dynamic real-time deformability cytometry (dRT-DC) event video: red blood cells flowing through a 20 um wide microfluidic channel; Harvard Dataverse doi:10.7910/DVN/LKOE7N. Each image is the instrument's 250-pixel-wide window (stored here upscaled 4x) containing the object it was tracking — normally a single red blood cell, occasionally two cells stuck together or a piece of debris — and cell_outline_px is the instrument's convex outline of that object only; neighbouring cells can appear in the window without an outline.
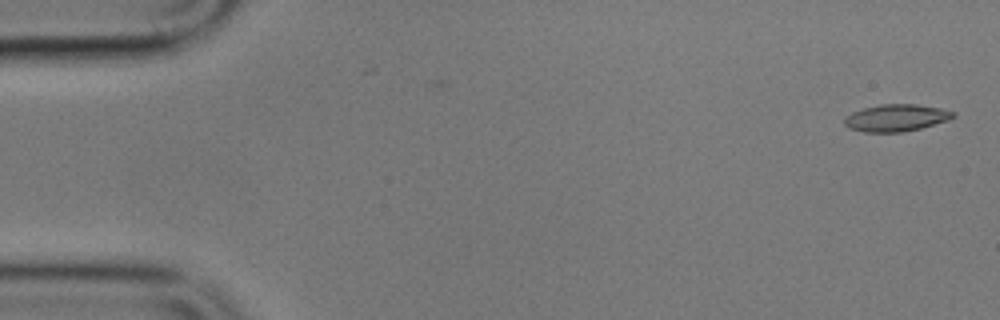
{"species": "common noctule bat (a hibernating species)", "species_latin": "Nyctalus noctula", "temperature_condition": "cold", "stored_images_in_passage": 6, "camera_frame_rate_fps": 3000, "um_per_image_px": 0.085, "animal": {"sex": "male", "body_mass_g": 17.9}, "frame": {"image": 1, "passage_image": 1, "time_ms": 0.0, "image_size_px": [1000, 320], "cell_outline_px": [[956, 116], [948, 120], [920, 128], [900, 132], [864, 132], [848, 128], [844, 124], [844, 116], [852, 112], [864, 108], [880, 104], [916, 104], [940, 108], [956, 112]], "centroid_in_image_um": [76.15, 10.01], "position_along_channel_um": 8.8, "area_um2": 17.17}}
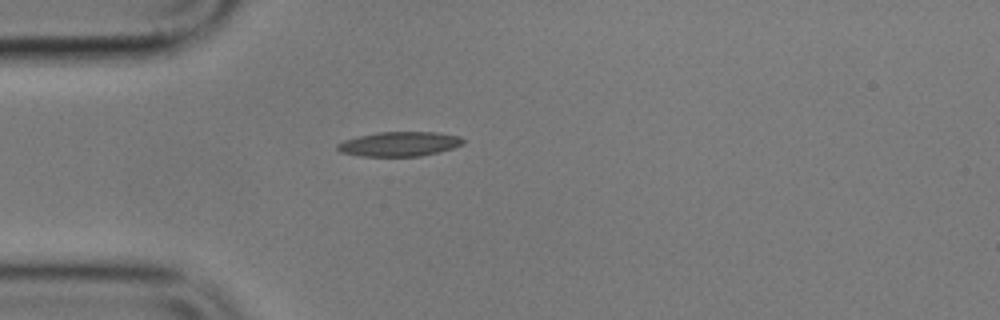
{"frame": {"image": 2, "passage_image": 5, "time_ms": 4.667, "image_size_px": [1000, 320], "cell_outline_px": [[464, 144], [452, 148], [420, 156], [360, 156], [340, 152], [336, 148], [336, 144], [344, 140], [360, 136], [380, 132], [436, 132], [460, 136], [464, 140]], "centroid_in_image_um": [33.94, 12.24], "position_along_channel_um": 51.1, "area_um2": 17.86}}